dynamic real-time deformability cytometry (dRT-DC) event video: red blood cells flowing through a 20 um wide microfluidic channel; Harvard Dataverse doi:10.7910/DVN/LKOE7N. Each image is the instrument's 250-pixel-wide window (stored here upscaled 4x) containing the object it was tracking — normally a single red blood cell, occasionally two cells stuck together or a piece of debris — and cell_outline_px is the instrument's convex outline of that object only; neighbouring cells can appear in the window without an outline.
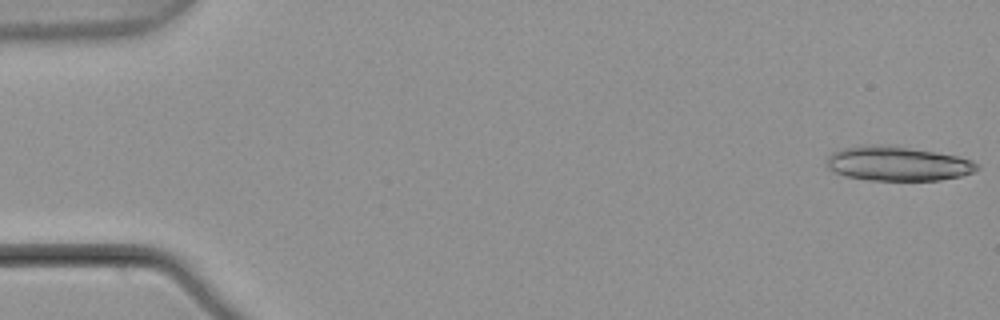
{"species": "common noctule bat (a hibernating species)", "species_latin": "Nyctalus noctula", "temperature_condition": "warm", "stored_images_in_passage": 6, "camera_frame_rate_fps": 3000, "um_per_image_px": 0.085, "animal": {"sex": "male", "body_mass_g": 21.5, "forearm_length_mm": 52.0}, "frame": {"image": 1, "passage_image": 1, "time_ms": 0.0, "image_size_px": [1000, 320], "cell_outline_px": [[980, 168], [972, 172], [960, 176], [940, 180], [868, 180], [844, 176], [828, 168], [824, 164], [824, 160], [832, 152], [844, 148], [872, 144], [896, 144], [956, 156], [972, 160], [980, 164]], "centroid_in_image_um": [76.27, 13.89], "position_along_channel_um": 8.7, "area_um2": 30.63}}
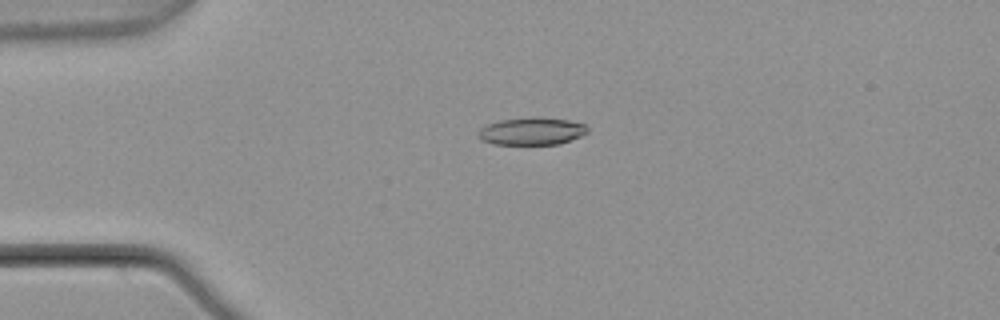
{"frame": {"image": 2, "passage_image": 6, "time_ms": 1.667, "image_size_px": [1000, 320], "cell_outline_px": [[588, 132], [580, 136], [560, 144], [492, 144], [480, 140], [476, 136], [476, 132], [480, 128], [488, 124], [500, 120], [532, 116], [540, 116], [568, 120], [584, 124], [588, 128]], "centroid_in_image_um": [45.15, 11.14], "position_along_channel_um": 39.8, "area_um2": 17.8}}